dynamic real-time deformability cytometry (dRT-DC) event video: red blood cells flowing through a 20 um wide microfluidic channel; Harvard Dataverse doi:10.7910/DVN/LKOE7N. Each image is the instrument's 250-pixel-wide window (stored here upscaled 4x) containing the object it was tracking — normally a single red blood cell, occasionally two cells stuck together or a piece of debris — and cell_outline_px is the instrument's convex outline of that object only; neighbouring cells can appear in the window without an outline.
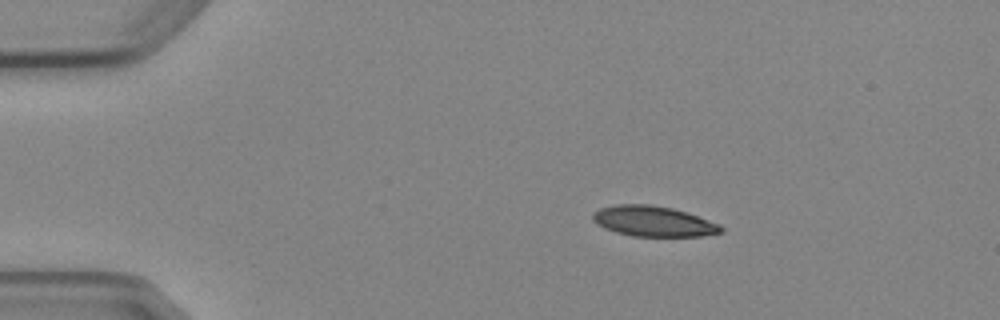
{"species": "Egyptian fruit bat (a non-hibernating species)", "species_latin": "Rousettus aegyptiacus", "temperature_condition": "cold", "stored_images_in_passage": 4, "camera_frame_rate_fps": 3000, "um_per_image_px": 0.085, "animal": {"sex": "female"}, "frame": {"image": 1, "passage_image": 1, "time_ms": 0.0, "image_size_px": [1000, 320], "cell_outline_px": [[724, 232], [704, 236], [632, 236], [616, 232], [604, 228], [596, 224], [592, 220], [592, 216], [600, 208], [616, 204], [652, 204], [672, 208], [720, 224], [724, 228]], "centroid_in_image_um": [55.53, 18.81], "position_along_channel_um": 29.5, "area_um2": 22.72}}
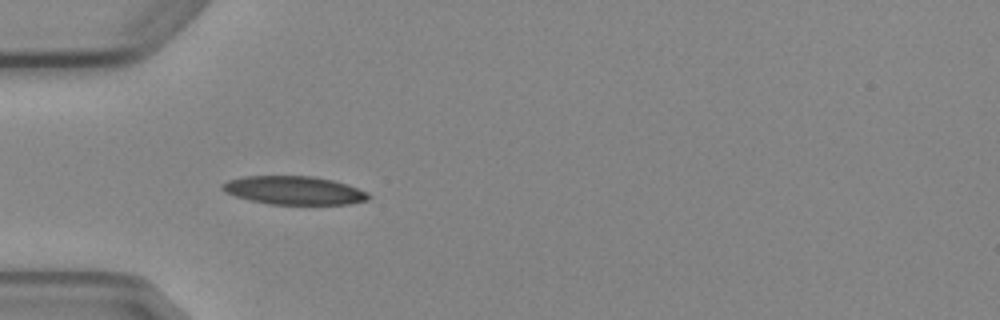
{"frame": {"image": 2, "passage_image": 3, "time_ms": 2.333, "image_size_px": [1000, 320], "cell_outline_px": [[372, 196], [368, 200], [348, 204], [268, 204], [236, 196], [224, 192], [220, 188], [220, 184], [228, 180], [244, 176], [312, 176], [332, 180], [368, 192]], "centroid_in_image_um": [24.96, 16.18], "position_along_channel_um": 60.0, "area_um2": 24.1}}
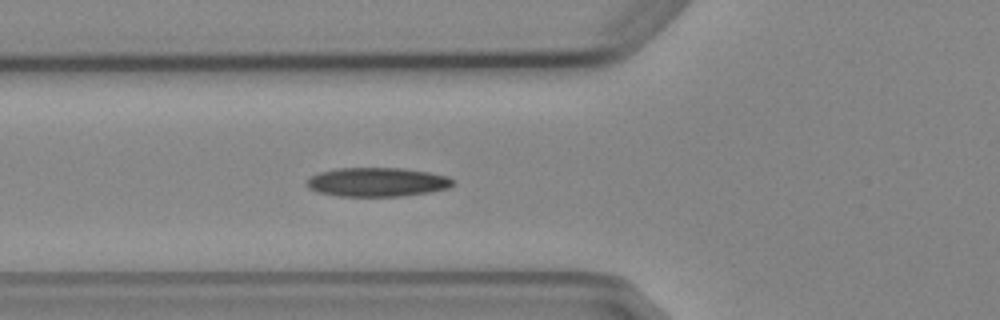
{"frame": {"image": 3, "passage_image": 4, "time_ms": 3.333, "image_size_px": [1000, 320], "cell_outline_px": [[456, 180], [448, 188], [432, 192], [400, 196], [336, 196], [316, 192], [308, 188], [304, 184], [304, 180], [320, 172], [336, 168], [400, 168], [428, 172], [448, 176]], "centroid_in_image_um": [32.02, 15.48], "position_along_channel_um": 93.8, "area_um2": 24.97}}